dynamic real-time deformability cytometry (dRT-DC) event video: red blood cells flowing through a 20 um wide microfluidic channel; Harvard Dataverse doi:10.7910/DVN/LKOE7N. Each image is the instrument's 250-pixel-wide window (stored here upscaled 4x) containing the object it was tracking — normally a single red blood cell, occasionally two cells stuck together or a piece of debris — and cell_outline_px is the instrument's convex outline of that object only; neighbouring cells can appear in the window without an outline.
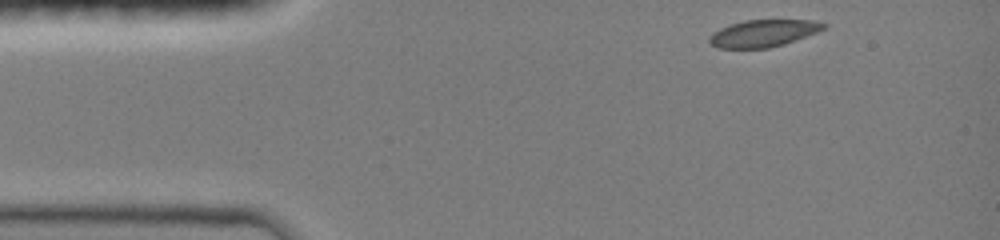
{"species": "common noctule bat (a hibernating species)", "species_latin": "Nyctalus noctula", "temperature_condition": "room temperature", "stored_images_in_passage": 26, "camera_frame_rate_fps": 3000, "um_per_image_px": 0.085, "animal": {"sex": "female", "body_mass_g": 19.0, "forearm_length_mm": 51.5}, "frame": {"image": 1, "passage_image": 1, "time_ms": 0.0, "image_size_px": [1000, 240], "cell_outline_px": [[828, 28], [784, 44], [768, 48], [716, 48], [708, 40], [708, 36], [712, 32], [728, 24], [744, 20], [812, 20], [828, 24]], "centroid_in_image_um": [64.87, 2.82], "position_along_channel_um": 20.1, "area_um2": 18.21}}
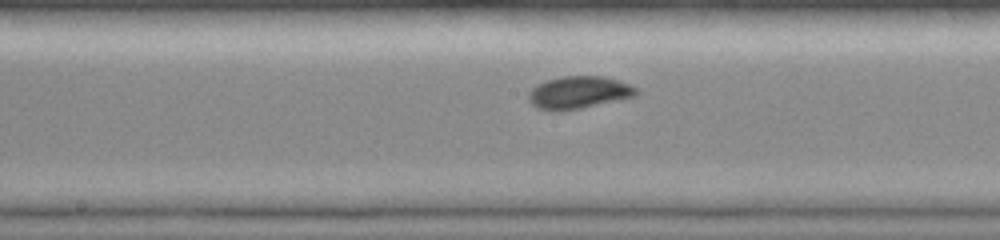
{"frame": {"image": 2, "passage_image": 15, "time_ms": 6.0, "image_size_px": [1000, 240], "cell_outline_px": [[640, 92], [636, 96], [580, 108], [552, 112], [536, 108], [528, 100], [528, 92], [536, 84], [548, 80], [564, 76], [604, 76], [620, 80], [636, 88]], "centroid_in_image_um": [49.17, 7.86], "position_along_channel_um": 199.0, "area_um2": 20.46}}
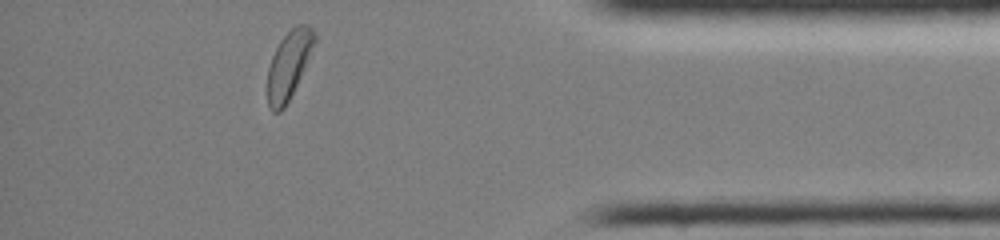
{"frame": {"image": 3, "passage_image": 26, "time_ms": 11.667, "image_size_px": [1000, 240], "cell_outline_px": [[316, 40], [300, 76], [284, 108], [280, 112], [272, 112], [268, 108], [268, 68], [272, 56], [280, 40], [296, 24], [308, 24], [312, 28], [316, 36]], "centroid_in_image_um": [24.53, 5.5], "position_along_channel_um": 410.7, "area_um2": 18.15}, "authors_computed_cell_mechanics": {"area_um2": 19.3341, "velocity_mm_per_s": 4.121, "shape_relaxation_time_tau1_ms": 4.7265, "shape_relaxation_time_tau2_ms": null, "deformation_change_tau1": 0.1685, "deformation_change_tau2": null}}